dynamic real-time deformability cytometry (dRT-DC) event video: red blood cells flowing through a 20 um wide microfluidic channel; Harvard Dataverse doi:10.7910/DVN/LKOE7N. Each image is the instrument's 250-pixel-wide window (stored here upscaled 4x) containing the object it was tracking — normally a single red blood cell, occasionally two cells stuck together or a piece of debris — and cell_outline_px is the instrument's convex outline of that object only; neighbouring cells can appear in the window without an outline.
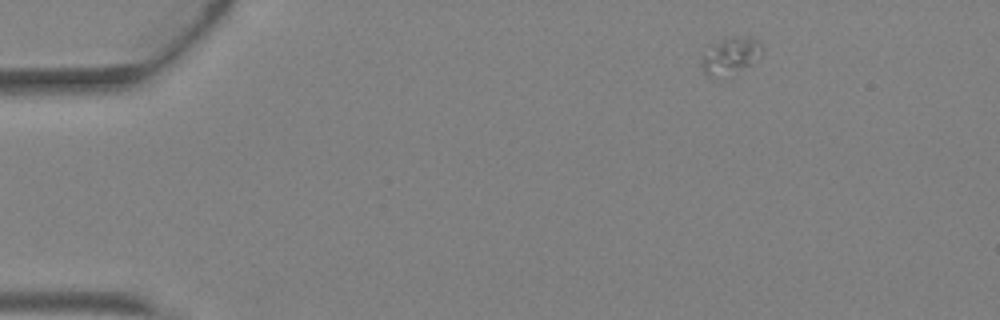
{"species": "Egyptian fruit bat (a non-hibernating species)", "species_latin": "Rousettus aegyptiacus", "temperature_condition": "warm", "stored_images_in_passage": 2, "camera_frame_rate_fps": 3000, "um_per_image_px": 0.085, "animal": {"sex": "female"}, "frame": {"image": 1, "passage_image": 1, "time_ms": 0.0, "image_size_px": [1000, 320], "cell_outline_px": [[760, 48], [748, 64], [708, 76], [704, 72], [700, 64], [700, 56], [712, 44], [728, 36], [756, 36], [760, 44]], "centroid_in_image_um": [61.98, 4.59], "position_along_channel_um": 23.0, "area_um2": 11.79}}